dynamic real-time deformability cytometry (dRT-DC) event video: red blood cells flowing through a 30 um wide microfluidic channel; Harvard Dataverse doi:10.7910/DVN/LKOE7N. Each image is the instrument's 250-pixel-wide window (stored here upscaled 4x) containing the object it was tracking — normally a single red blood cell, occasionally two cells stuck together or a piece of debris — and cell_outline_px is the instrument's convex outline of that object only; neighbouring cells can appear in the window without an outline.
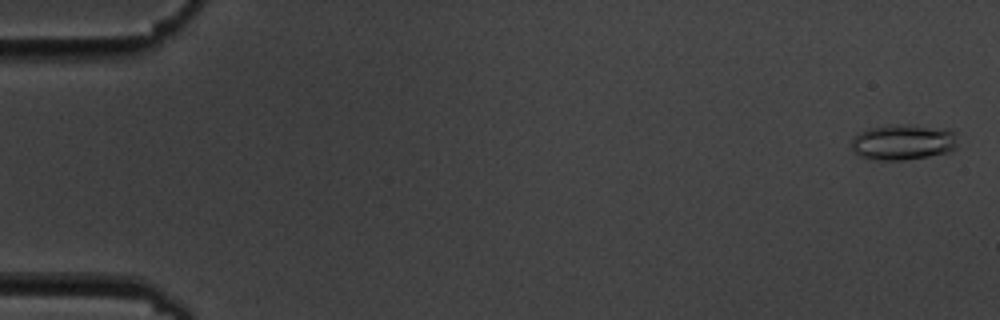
{"species": "common noctule bat (a hibernating species)", "species_latin": "Nyctalus noctula", "temperature_condition": "cold", "stored_images_in_passage": 6, "camera_frame_rate_fps": 3000, "um_per_image_px": 0.085, "animal": {"sex": "male", "body_mass_g": 19.5, "forearm_length_mm": 54.6}, "frame": {"image": 1, "passage_image": 1, "time_ms": 0.0, "image_size_px": [1000, 320], "cell_outline_px": [[956, 148], [948, 152], [928, 156], [904, 160], [876, 160], [860, 156], [852, 148], [852, 140], [860, 132], [868, 128], [888, 124], [896, 124], [944, 128], [956, 132]], "centroid_in_image_um": [76.77, 12.07], "position_along_channel_um": 8.2, "area_um2": 22.02}}